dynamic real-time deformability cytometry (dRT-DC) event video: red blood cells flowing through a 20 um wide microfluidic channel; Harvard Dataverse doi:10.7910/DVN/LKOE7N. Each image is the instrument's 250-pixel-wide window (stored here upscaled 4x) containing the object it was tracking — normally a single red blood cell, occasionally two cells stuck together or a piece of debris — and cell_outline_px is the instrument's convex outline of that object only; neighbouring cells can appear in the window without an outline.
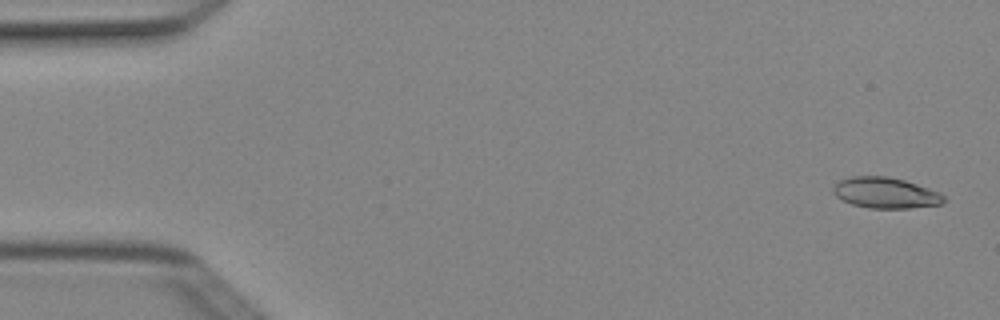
{"species": "Egyptian fruit bat (a non-hibernating species)", "species_latin": "Rousettus aegyptiacus", "temperature_condition": "cold", "stored_images_in_passage": 4, "camera_frame_rate_fps": 3000, "um_per_image_px": 0.085, "animal": {"sex": "female"}, "frame": {"image": 1, "passage_image": 1, "time_ms": 0.0, "image_size_px": [1000, 320], "cell_outline_px": [[948, 200], [940, 204], [908, 208], [868, 208], [852, 204], [836, 196], [832, 192], [832, 188], [840, 180], [852, 176], [888, 176], [904, 180], [940, 192]], "centroid_in_image_um": [75.28, 16.39], "position_along_channel_um": 9.7, "area_um2": 19.83}}
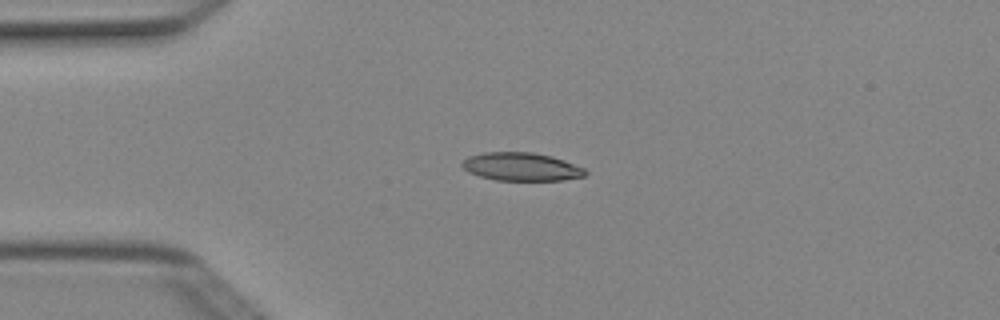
{"frame": {"image": 2, "passage_image": 4, "time_ms": 1.0, "image_size_px": [1000, 320], "cell_outline_px": [[588, 172], [584, 176], [564, 180], [496, 180], [480, 176], [468, 172], [460, 164], [468, 156], [484, 152], [532, 152], [552, 156], [564, 160], [584, 168]], "centroid_in_image_um": [44.31, 14.17], "position_along_channel_um": 40.7, "area_um2": 20.23}}